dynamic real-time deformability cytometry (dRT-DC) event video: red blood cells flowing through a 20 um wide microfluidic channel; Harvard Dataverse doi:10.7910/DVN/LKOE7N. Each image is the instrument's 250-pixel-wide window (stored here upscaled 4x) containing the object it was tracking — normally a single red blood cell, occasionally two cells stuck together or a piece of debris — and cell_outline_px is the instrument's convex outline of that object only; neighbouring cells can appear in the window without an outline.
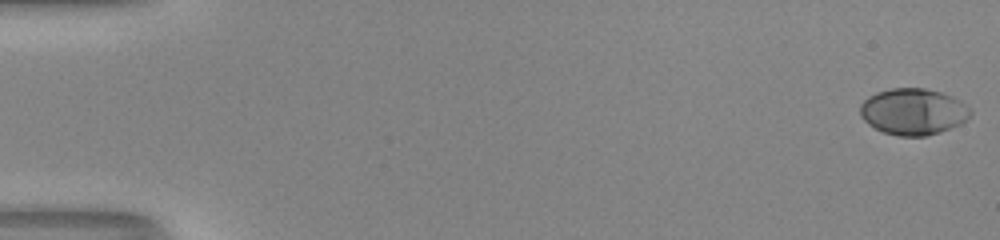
{"species": "human", "species_latin": "Homo sapiens", "temperature_condition": "room temperature", "stored_images_in_passage": 52, "camera_frame_rate_fps": 3000, "um_per_image_px": 0.085, "donor": {"sex": "male"}, "frame": {"image": 1, "passage_image": 1, "time_ms": 0.0, "image_size_px": [1000, 240], "cell_outline_px": [[972, 112], [960, 124], [940, 132], [924, 136], [900, 136], [884, 132], [868, 124], [860, 116], [860, 104], [868, 96], [876, 92], [892, 88], [924, 88], [940, 92], [952, 96], [960, 100]], "centroid_in_image_um": [77.59, 9.48], "position_along_channel_um": 7.4, "area_um2": 29.65}}
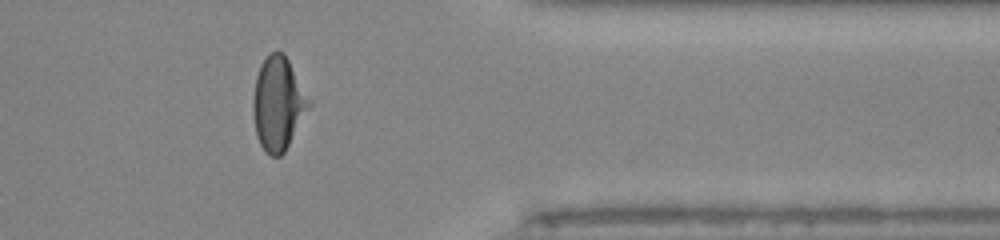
{"frame": {"image": 2, "passage_image": 43, "time_ms": 14.0, "image_size_px": [1000, 240], "cell_outline_px": [[312, 104], [284, 152], [280, 156], [272, 156], [264, 152], [256, 136], [252, 112], [252, 100], [256, 76], [260, 64], [268, 52], [276, 48], [284, 52], [312, 100]], "centroid_in_image_um": [23.63, 8.75], "position_along_channel_um": 387.8, "area_um2": 31.1}}
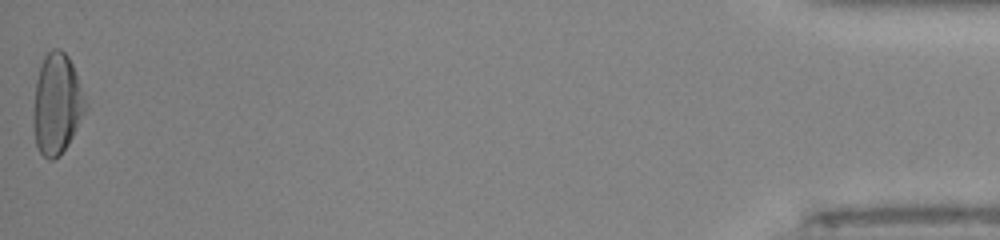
{"frame": {"image": 3, "passage_image": 52, "time_ms": 17.0, "image_size_px": [1000, 240], "cell_outline_px": [[88, 108], [68, 144], [60, 156], [52, 160], [48, 160], [40, 152], [36, 144], [32, 124], [32, 108], [36, 80], [44, 56], [52, 48], [60, 48], [68, 56], [76, 72]], "centroid_in_image_um": [4.82, 8.85], "position_along_channel_um": 430.4, "area_um2": 30.87}, "authors_computed_cell_mechanics": {"area_um2": 28.9578, "velocity_mm_per_s": 4.1631, "shape_relaxation_time_tau1_ms": 4.3651, "shape_relaxation_time_tau2_ms": 0.6458, "deformation_change_tau1": 0.2085, "deformation_change_tau2": 0.0467}}